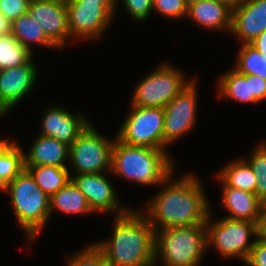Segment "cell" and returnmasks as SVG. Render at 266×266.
Wrapping results in <instances>:
<instances>
[{
  "mask_svg": "<svg viewBox=\"0 0 266 266\" xmlns=\"http://www.w3.org/2000/svg\"><path fill=\"white\" fill-rule=\"evenodd\" d=\"M174 174L172 171L159 185L161 190L154 198L148 199L146 208L142 209L154 231L205 224L211 211L199 178L192 173H185L176 179Z\"/></svg>",
  "mask_w": 266,
  "mask_h": 266,
  "instance_id": "1",
  "label": "cell"
},
{
  "mask_svg": "<svg viewBox=\"0 0 266 266\" xmlns=\"http://www.w3.org/2000/svg\"><path fill=\"white\" fill-rule=\"evenodd\" d=\"M109 239L93 243L109 266H155V231L138 209L115 215Z\"/></svg>",
  "mask_w": 266,
  "mask_h": 266,
  "instance_id": "2",
  "label": "cell"
},
{
  "mask_svg": "<svg viewBox=\"0 0 266 266\" xmlns=\"http://www.w3.org/2000/svg\"><path fill=\"white\" fill-rule=\"evenodd\" d=\"M170 152L144 146L128 145L117 137L112 150V169L109 174L141 186L160 185L175 171Z\"/></svg>",
  "mask_w": 266,
  "mask_h": 266,
  "instance_id": "3",
  "label": "cell"
},
{
  "mask_svg": "<svg viewBox=\"0 0 266 266\" xmlns=\"http://www.w3.org/2000/svg\"><path fill=\"white\" fill-rule=\"evenodd\" d=\"M1 191L10 195L17 223L25 231L28 242L35 241L51 219L50 197L25 168Z\"/></svg>",
  "mask_w": 266,
  "mask_h": 266,
  "instance_id": "4",
  "label": "cell"
},
{
  "mask_svg": "<svg viewBox=\"0 0 266 266\" xmlns=\"http://www.w3.org/2000/svg\"><path fill=\"white\" fill-rule=\"evenodd\" d=\"M207 251L205 224L155 231V266H199ZM159 260V261H158Z\"/></svg>",
  "mask_w": 266,
  "mask_h": 266,
  "instance_id": "5",
  "label": "cell"
},
{
  "mask_svg": "<svg viewBox=\"0 0 266 266\" xmlns=\"http://www.w3.org/2000/svg\"><path fill=\"white\" fill-rule=\"evenodd\" d=\"M210 211L206 220L207 249L215 248L220 256L226 258H239L242 263L247 260L253 248L257 232V221L237 220L227 217L212 220ZM254 237L252 241L249 239Z\"/></svg>",
  "mask_w": 266,
  "mask_h": 266,
  "instance_id": "6",
  "label": "cell"
},
{
  "mask_svg": "<svg viewBox=\"0 0 266 266\" xmlns=\"http://www.w3.org/2000/svg\"><path fill=\"white\" fill-rule=\"evenodd\" d=\"M185 77L181 69L169 62L160 64L137 83L130 105L164 108L193 81Z\"/></svg>",
  "mask_w": 266,
  "mask_h": 266,
  "instance_id": "7",
  "label": "cell"
},
{
  "mask_svg": "<svg viewBox=\"0 0 266 266\" xmlns=\"http://www.w3.org/2000/svg\"><path fill=\"white\" fill-rule=\"evenodd\" d=\"M114 140L103 136L91 123L69 146L72 174L105 173L112 169Z\"/></svg>",
  "mask_w": 266,
  "mask_h": 266,
  "instance_id": "8",
  "label": "cell"
},
{
  "mask_svg": "<svg viewBox=\"0 0 266 266\" xmlns=\"http://www.w3.org/2000/svg\"><path fill=\"white\" fill-rule=\"evenodd\" d=\"M117 138L125 144L164 150V108L131 105Z\"/></svg>",
  "mask_w": 266,
  "mask_h": 266,
  "instance_id": "9",
  "label": "cell"
},
{
  "mask_svg": "<svg viewBox=\"0 0 266 266\" xmlns=\"http://www.w3.org/2000/svg\"><path fill=\"white\" fill-rule=\"evenodd\" d=\"M66 7L71 40L73 38L76 41L102 38L117 10V4L85 3V1H68Z\"/></svg>",
  "mask_w": 266,
  "mask_h": 266,
  "instance_id": "10",
  "label": "cell"
},
{
  "mask_svg": "<svg viewBox=\"0 0 266 266\" xmlns=\"http://www.w3.org/2000/svg\"><path fill=\"white\" fill-rule=\"evenodd\" d=\"M197 86L194 78L164 107V151H169L167 148L173 145V142L194 128L198 111Z\"/></svg>",
  "mask_w": 266,
  "mask_h": 266,
  "instance_id": "11",
  "label": "cell"
},
{
  "mask_svg": "<svg viewBox=\"0 0 266 266\" xmlns=\"http://www.w3.org/2000/svg\"><path fill=\"white\" fill-rule=\"evenodd\" d=\"M71 180L85 195L93 213H113L114 215L115 212L118 216L130 209L127 206H121L114 185L104 173L73 174Z\"/></svg>",
  "mask_w": 266,
  "mask_h": 266,
  "instance_id": "12",
  "label": "cell"
},
{
  "mask_svg": "<svg viewBox=\"0 0 266 266\" xmlns=\"http://www.w3.org/2000/svg\"><path fill=\"white\" fill-rule=\"evenodd\" d=\"M32 57L17 67L0 70V118L17 106L36 85L39 71Z\"/></svg>",
  "mask_w": 266,
  "mask_h": 266,
  "instance_id": "13",
  "label": "cell"
},
{
  "mask_svg": "<svg viewBox=\"0 0 266 266\" xmlns=\"http://www.w3.org/2000/svg\"><path fill=\"white\" fill-rule=\"evenodd\" d=\"M28 13L37 20V23L44 29L47 38L58 49L64 48L67 45V40H71L66 3L30 0Z\"/></svg>",
  "mask_w": 266,
  "mask_h": 266,
  "instance_id": "14",
  "label": "cell"
},
{
  "mask_svg": "<svg viewBox=\"0 0 266 266\" xmlns=\"http://www.w3.org/2000/svg\"><path fill=\"white\" fill-rule=\"evenodd\" d=\"M41 121V135L55 138L71 146L74 140L90 124V120L81 112L76 114L60 106L46 108Z\"/></svg>",
  "mask_w": 266,
  "mask_h": 266,
  "instance_id": "15",
  "label": "cell"
},
{
  "mask_svg": "<svg viewBox=\"0 0 266 266\" xmlns=\"http://www.w3.org/2000/svg\"><path fill=\"white\" fill-rule=\"evenodd\" d=\"M266 30V0H242L232 9V35L250 43Z\"/></svg>",
  "mask_w": 266,
  "mask_h": 266,
  "instance_id": "16",
  "label": "cell"
},
{
  "mask_svg": "<svg viewBox=\"0 0 266 266\" xmlns=\"http://www.w3.org/2000/svg\"><path fill=\"white\" fill-rule=\"evenodd\" d=\"M187 18L209 30L231 32L232 8L217 0H200L188 5Z\"/></svg>",
  "mask_w": 266,
  "mask_h": 266,
  "instance_id": "17",
  "label": "cell"
},
{
  "mask_svg": "<svg viewBox=\"0 0 266 266\" xmlns=\"http://www.w3.org/2000/svg\"><path fill=\"white\" fill-rule=\"evenodd\" d=\"M32 142L29 152H24V166L68 167L69 145L41 134Z\"/></svg>",
  "mask_w": 266,
  "mask_h": 266,
  "instance_id": "18",
  "label": "cell"
},
{
  "mask_svg": "<svg viewBox=\"0 0 266 266\" xmlns=\"http://www.w3.org/2000/svg\"><path fill=\"white\" fill-rule=\"evenodd\" d=\"M222 184L221 205L228 213L227 218L257 221L262 201L255 193L227 186L217 175Z\"/></svg>",
  "mask_w": 266,
  "mask_h": 266,
  "instance_id": "19",
  "label": "cell"
},
{
  "mask_svg": "<svg viewBox=\"0 0 266 266\" xmlns=\"http://www.w3.org/2000/svg\"><path fill=\"white\" fill-rule=\"evenodd\" d=\"M217 96L235 100L238 103L260 104L254 97L251 87V75L242 74L236 69H229L218 78Z\"/></svg>",
  "mask_w": 266,
  "mask_h": 266,
  "instance_id": "20",
  "label": "cell"
},
{
  "mask_svg": "<svg viewBox=\"0 0 266 266\" xmlns=\"http://www.w3.org/2000/svg\"><path fill=\"white\" fill-rule=\"evenodd\" d=\"M50 216L53 211L64 214H94L85 195L77 188L72 180L50 196Z\"/></svg>",
  "mask_w": 266,
  "mask_h": 266,
  "instance_id": "21",
  "label": "cell"
},
{
  "mask_svg": "<svg viewBox=\"0 0 266 266\" xmlns=\"http://www.w3.org/2000/svg\"><path fill=\"white\" fill-rule=\"evenodd\" d=\"M11 34L31 52H33L32 46L34 44L58 49L47 38L44 29L37 23V20L33 19L28 12L12 21Z\"/></svg>",
  "mask_w": 266,
  "mask_h": 266,
  "instance_id": "22",
  "label": "cell"
},
{
  "mask_svg": "<svg viewBox=\"0 0 266 266\" xmlns=\"http://www.w3.org/2000/svg\"><path fill=\"white\" fill-rule=\"evenodd\" d=\"M24 169V150L15 140H0V192Z\"/></svg>",
  "mask_w": 266,
  "mask_h": 266,
  "instance_id": "23",
  "label": "cell"
},
{
  "mask_svg": "<svg viewBox=\"0 0 266 266\" xmlns=\"http://www.w3.org/2000/svg\"><path fill=\"white\" fill-rule=\"evenodd\" d=\"M216 174L227 186L255 193L257 177L245 158L229 161Z\"/></svg>",
  "mask_w": 266,
  "mask_h": 266,
  "instance_id": "24",
  "label": "cell"
},
{
  "mask_svg": "<svg viewBox=\"0 0 266 266\" xmlns=\"http://www.w3.org/2000/svg\"><path fill=\"white\" fill-rule=\"evenodd\" d=\"M34 177L36 184L49 197L65 186L71 180L68 167L56 166H24Z\"/></svg>",
  "mask_w": 266,
  "mask_h": 266,
  "instance_id": "25",
  "label": "cell"
},
{
  "mask_svg": "<svg viewBox=\"0 0 266 266\" xmlns=\"http://www.w3.org/2000/svg\"><path fill=\"white\" fill-rule=\"evenodd\" d=\"M33 56L12 34L0 37V70L25 64Z\"/></svg>",
  "mask_w": 266,
  "mask_h": 266,
  "instance_id": "26",
  "label": "cell"
},
{
  "mask_svg": "<svg viewBox=\"0 0 266 266\" xmlns=\"http://www.w3.org/2000/svg\"><path fill=\"white\" fill-rule=\"evenodd\" d=\"M233 68L242 74L256 75L266 81V56L250 43L241 45Z\"/></svg>",
  "mask_w": 266,
  "mask_h": 266,
  "instance_id": "27",
  "label": "cell"
},
{
  "mask_svg": "<svg viewBox=\"0 0 266 266\" xmlns=\"http://www.w3.org/2000/svg\"><path fill=\"white\" fill-rule=\"evenodd\" d=\"M250 156L247 162L257 177L255 194L262 202H266V140L260 141Z\"/></svg>",
  "mask_w": 266,
  "mask_h": 266,
  "instance_id": "28",
  "label": "cell"
},
{
  "mask_svg": "<svg viewBox=\"0 0 266 266\" xmlns=\"http://www.w3.org/2000/svg\"><path fill=\"white\" fill-rule=\"evenodd\" d=\"M67 266H109L93 243L67 258Z\"/></svg>",
  "mask_w": 266,
  "mask_h": 266,
  "instance_id": "29",
  "label": "cell"
},
{
  "mask_svg": "<svg viewBox=\"0 0 266 266\" xmlns=\"http://www.w3.org/2000/svg\"><path fill=\"white\" fill-rule=\"evenodd\" d=\"M152 4L153 11L166 19L179 20L187 17L188 5L185 0H152Z\"/></svg>",
  "mask_w": 266,
  "mask_h": 266,
  "instance_id": "30",
  "label": "cell"
},
{
  "mask_svg": "<svg viewBox=\"0 0 266 266\" xmlns=\"http://www.w3.org/2000/svg\"><path fill=\"white\" fill-rule=\"evenodd\" d=\"M120 0H117V6ZM124 10L139 23L146 21L153 12L152 0H121Z\"/></svg>",
  "mask_w": 266,
  "mask_h": 266,
  "instance_id": "31",
  "label": "cell"
},
{
  "mask_svg": "<svg viewBox=\"0 0 266 266\" xmlns=\"http://www.w3.org/2000/svg\"><path fill=\"white\" fill-rule=\"evenodd\" d=\"M30 0H0V11L11 22L28 12Z\"/></svg>",
  "mask_w": 266,
  "mask_h": 266,
  "instance_id": "32",
  "label": "cell"
},
{
  "mask_svg": "<svg viewBox=\"0 0 266 266\" xmlns=\"http://www.w3.org/2000/svg\"><path fill=\"white\" fill-rule=\"evenodd\" d=\"M246 266H266V238L257 237L250 254L245 261Z\"/></svg>",
  "mask_w": 266,
  "mask_h": 266,
  "instance_id": "33",
  "label": "cell"
},
{
  "mask_svg": "<svg viewBox=\"0 0 266 266\" xmlns=\"http://www.w3.org/2000/svg\"><path fill=\"white\" fill-rule=\"evenodd\" d=\"M251 87L254 97L261 103L266 101V81L256 75H251Z\"/></svg>",
  "mask_w": 266,
  "mask_h": 266,
  "instance_id": "34",
  "label": "cell"
},
{
  "mask_svg": "<svg viewBox=\"0 0 266 266\" xmlns=\"http://www.w3.org/2000/svg\"><path fill=\"white\" fill-rule=\"evenodd\" d=\"M257 232L259 237L266 238V202H262L257 220Z\"/></svg>",
  "mask_w": 266,
  "mask_h": 266,
  "instance_id": "35",
  "label": "cell"
},
{
  "mask_svg": "<svg viewBox=\"0 0 266 266\" xmlns=\"http://www.w3.org/2000/svg\"><path fill=\"white\" fill-rule=\"evenodd\" d=\"M250 44L255 47L262 56H266V30L251 41Z\"/></svg>",
  "mask_w": 266,
  "mask_h": 266,
  "instance_id": "36",
  "label": "cell"
},
{
  "mask_svg": "<svg viewBox=\"0 0 266 266\" xmlns=\"http://www.w3.org/2000/svg\"><path fill=\"white\" fill-rule=\"evenodd\" d=\"M11 24L12 22L5 18L0 11V37L11 34Z\"/></svg>",
  "mask_w": 266,
  "mask_h": 266,
  "instance_id": "37",
  "label": "cell"
},
{
  "mask_svg": "<svg viewBox=\"0 0 266 266\" xmlns=\"http://www.w3.org/2000/svg\"><path fill=\"white\" fill-rule=\"evenodd\" d=\"M69 1H85V3H98V4H117V0H69Z\"/></svg>",
  "mask_w": 266,
  "mask_h": 266,
  "instance_id": "38",
  "label": "cell"
},
{
  "mask_svg": "<svg viewBox=\"0 0 266 266\" xmlns=\"http://www.w3.org/2000/svg\"><path fill=\"white\" fill-rule=\"evenodd\" d=\"M220 2H223L230 6L232 9L236 8V6L242 1V0H217Z\"/></svg>",
  "mask_w": 266,
  "mask_h": 266,
  "instance_id": "39",
  "label": "cell"
},
{
  "mask_svg": "<svg viewBox=\"0 0 266 266\" xmlns=\"http://www.w3.org/2000/svg\"><path fill=\"white\" fill-rule=\"evenodd\" d=\"M185 1H186L187 5H190V4L197 2V1H200V0H185Z\"/></svg>",
  "mask_w": 266,
  "mask_h": 266,
  "instance_id": "40",
  "label": "cell"
},
{
  "mask_svg": "<svg viewBox=\"0 0 266 266\" xmlns=\"http://www.w3.org/2000/svg\"><path fill=\"white\" fill-rule=\"evenodd\" d=\"M47 1H55V2L67 3L69 0H47Z\"/></svg>",
  "mask_w": 266,
  "mask_h": 266,
  "instance_id": "41",
  "label": "cell"
}]
</instances>
